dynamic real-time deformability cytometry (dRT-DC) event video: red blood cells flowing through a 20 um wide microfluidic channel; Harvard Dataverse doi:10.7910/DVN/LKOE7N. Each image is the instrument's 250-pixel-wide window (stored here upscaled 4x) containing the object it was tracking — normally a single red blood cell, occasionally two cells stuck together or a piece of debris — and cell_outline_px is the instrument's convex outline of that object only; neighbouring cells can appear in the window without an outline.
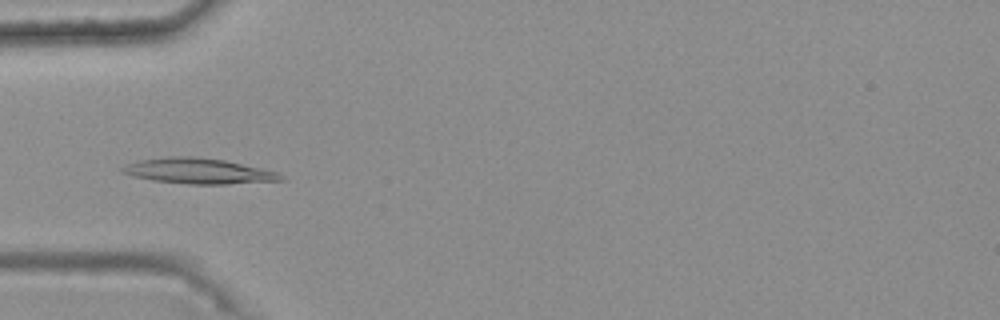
{"species": "common noctule bat (a hibernating species)", "species_latin": "Nyctalus noctula", "temperature_condition": "warm", "stored_images_in_passage": 42, "camera_frame_rate_fps": 3000, "um_per_image_px": 0.085, "animal": {"sex": "female", "body_mass_g": 25.1}, "frame": {"image": 1, "passage_image": 13, "time_ms": 4.0, "image_size_px": [1000, 320], "cell_outline_px": [[288, 180], [228, 184], [188, 184], [152, 180], [132, 176], [120, 172], [120, 168], [136, 160], [168, 156], [196, 156], [224, 160], [260, 168], [276, 172], [284, 176]], "centroid_in_image_um": [16.84, 14.53], "position_along_channel_um": 68.2, "area_um2": 23.7}}
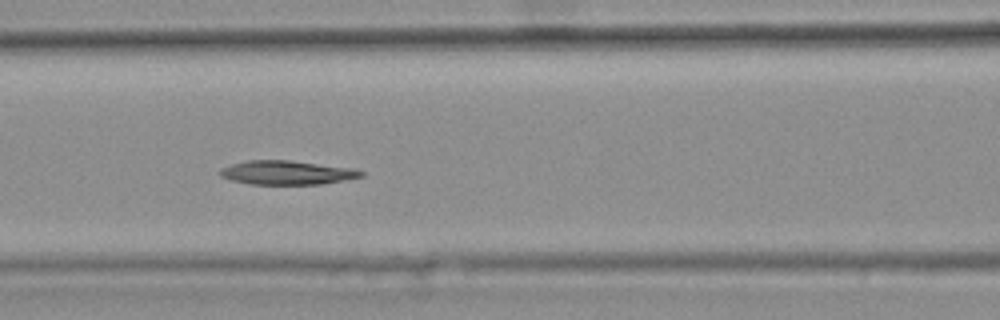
{"frame": {"image": 2, "passage_image": 19, "time_ms": 6.0, "image_size_px": [1000, 320], "cell_outline_px": [[364, 176], [320, 184], [248, 184], [232, 180], [220, 176], [220, 168], [232, 164], [248, 160], [288, 160], [356, 168], [364, 172]], "centroid_in_image_um": [24.39, 14.67], "position_along_channel_um": 142.2, "area_um2": 19.65}}
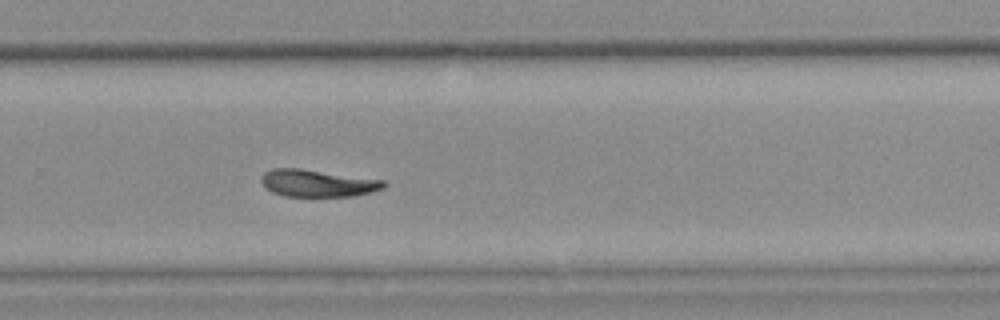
{"frame": {"image": 3, "passage_image": 32, "time_ms": 10.333, "image_size_px": [1000, 320], "cell_outline_px": [[388, 184], [384, 188], [372, 192], [352, 196], [284, 196], [272, 192], [264, 188], [260, 180], [260, 176], [264, 172], [272, 168], [300, 168], [384, 180]], "centroid_in_image_um": [26.96, 15.57], "position_along_channel_um": 302.8, "area_um2": 19.59}, "authors_computed_cell_mechanics": {"area_um2": 20.0277, "velocity_mm_per_s": 3.7208, "shape_relaxation_time_tau1_ms": 8.4923, "shape_relaxation_time_tau2_ms": null, "deformation_change_tau1": 0.227, "deformation_change_tau2": null}}